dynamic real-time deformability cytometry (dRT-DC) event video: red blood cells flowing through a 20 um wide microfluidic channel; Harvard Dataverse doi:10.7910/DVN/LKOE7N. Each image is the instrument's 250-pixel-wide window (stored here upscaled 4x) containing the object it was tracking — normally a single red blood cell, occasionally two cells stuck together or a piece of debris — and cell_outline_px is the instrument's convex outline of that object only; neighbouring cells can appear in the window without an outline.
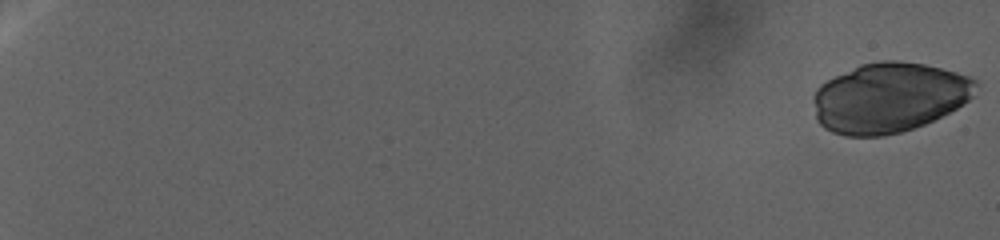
{"species": "human", "species_latin": "Homo sapiens", "temperature_condition": "warm", "stored_images_in_passage": 109, "camera_frame_rate_fps": 3000, "um_per_image_px": 0.085, "donor": {"sex": "female"}, "frame": {"image": 1, "passage_image": 1, "time_ms": 0.0, "image_size_px": [1000, 240], "cell_outline_px": [[976, 84], [972, 96], [968, 100], [956, 108], [924, 124], [900, 132], [884, 136], [844, 136], [832, 132], [824, 128], [816, 120], [812, 100], [812, 96], [816, 88], [820, 84], [860, 64], [884, 60], [900, 60], [924, 64], [972, 76], [976, 80]], "centroid_in_image_um": [75.53, 8.29], "position_along_channel_um": 9.5, "area_um2": 66.24}}